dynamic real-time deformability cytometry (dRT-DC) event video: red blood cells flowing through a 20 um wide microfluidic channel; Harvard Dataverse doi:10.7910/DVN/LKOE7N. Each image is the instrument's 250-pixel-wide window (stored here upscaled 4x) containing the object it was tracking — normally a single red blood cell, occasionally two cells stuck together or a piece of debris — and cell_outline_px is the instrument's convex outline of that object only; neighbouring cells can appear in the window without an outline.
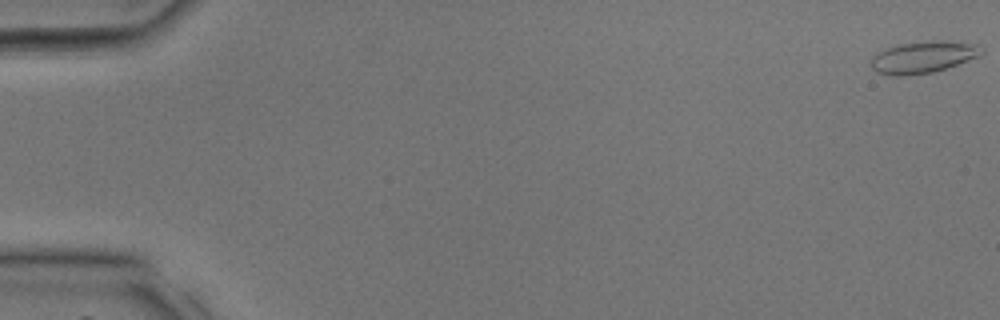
{"species": "common noctule bat (a hibernating species)", "species_latin": "Nyctalus noctula", "temperature_condition": "room temperature", "stored_images_in_passage": 38, "camera_frame_rate_fps": 3000, "um_per_image_px": 0.085, "animal": {"sex": "male", "body_mass_g": 17.9, "forearm_length_mm": 54.2}, "frame": {"image": 1, "passage_image": 1, "time_ms": 0.0, "image_size_px": [1000, 320], "cell_outline_px": [[980, 56], [932, 72], [904, 76], [892, 76], [876, 72], [872, 68], [872, 56], [888, 48], [900, 44], [932, 40], [960, 40], [980, 44]], "centroid_in_image_um": [78.5, 4.84], "position_along_channel_um": 6.5, "area_um2": 20.46}}
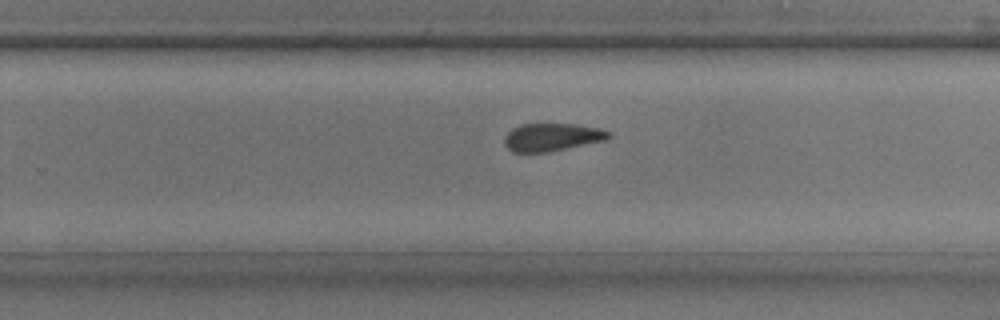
{"frame": {"image": 2, "passage_image": 25, "time_ms": 8.0, "image_size_px": [1000, 320], "cell_outline_px": [[612, 136], [608, 140], [548, 152], [512, 152], [504, 144], [504, 136], [512, 128], [520, 124], [576, 124], [600, 128], [612, 132]], "centroid_in_image_um": [46.96, 11.65], "position_along_channel_um": 282.8, "area_um2": 17.17}}
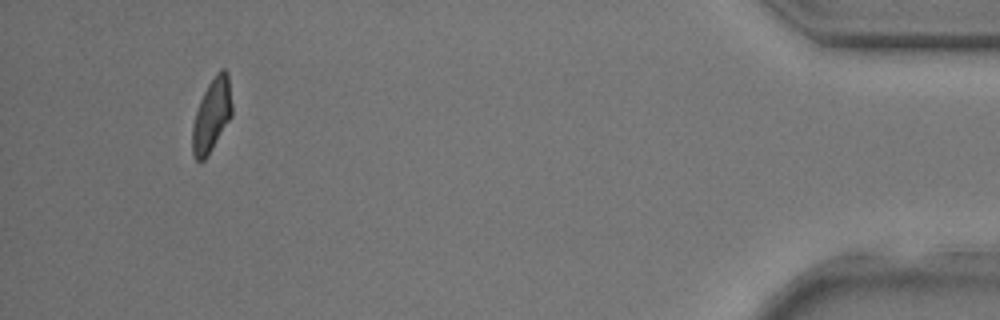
{"frame": {"image": 3, "passage_image": 36, "time_ms": 11.667, "image_size_px": [1000, 320], "cell_outline_px": [[232, 116], [208, 156], [200, 164], [192, 156], [192, 128], [196, 112], [200, 100], [208, 84], [216, 72], [220, 68], [224, 68], [228, 72], [232, 104]], "centroid_in_image_um": [18.0, 9.81], "position_along_channel_um": 417.2, "area_um2": 17.17}}